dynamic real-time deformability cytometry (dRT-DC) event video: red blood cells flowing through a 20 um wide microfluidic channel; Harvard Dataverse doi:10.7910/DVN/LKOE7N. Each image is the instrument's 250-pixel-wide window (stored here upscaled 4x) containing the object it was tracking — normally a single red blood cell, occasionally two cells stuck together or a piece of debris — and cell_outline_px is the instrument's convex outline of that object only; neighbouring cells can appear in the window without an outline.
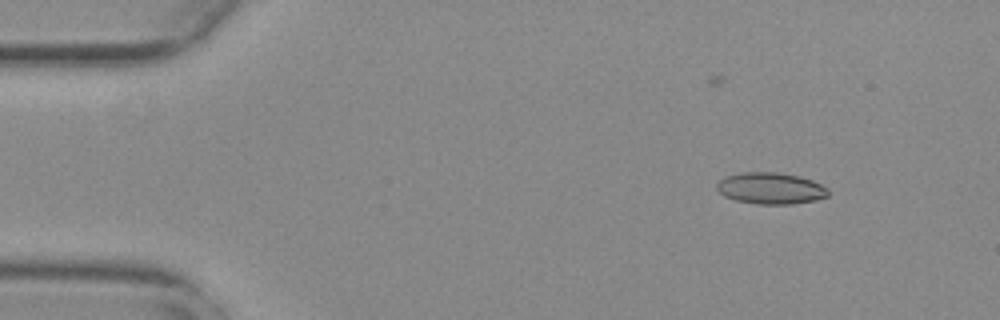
{"species": "common noctule bat (a hibernating species)", "species_latin": "Nyctalus noctula", "temperature_condition": "warm", "stored_images_in_passage": 40, "camera_frame_rate_fps": 3000, "um_per_image_px": 0.085, "animal": {"sex": "female", "body_mass_g": 29.2, "forearm_length_mm": 56.3}, "frame": {"image": 1, "passage_image": 2, "time_ms": 0.333, "image_size_px": [1000, 320], "cell_outline_px": [[828, 196], [816, 200], [792, 204], [756, 204], [736, 200], [724, 196], [716, 188], [716, 184], [724, 176], [740, 172], [776, 172], [796, 176], [812, 180], [828, 188]], "centroid_in_image_um": [65.48, 16.0], "position_along_channel_um": 19.5, "area_um2": 20.46}}
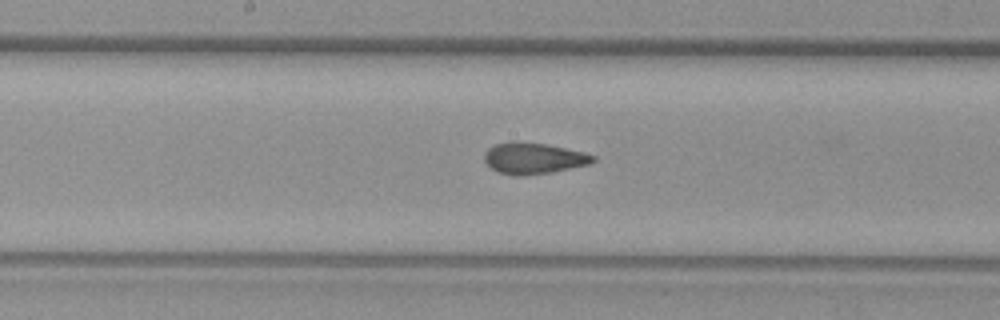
{"frame": {"image": 2, "passage_image": 24, "time_ms": 7.667, "image_size_px": [1000, 320], "cell_outline_px": [[596, 160], [588, 164], [552, 172], [520, 176], [512, 176], [496, 172], [484, 160], [484, 152], [488, 148], [496, 144], [544, 144], [584, 152], [596, 156]], "centroid_in_image_um": [45.36, 13.5], "position_along_channel_um": 202.8, "area_um2": 19.13}}
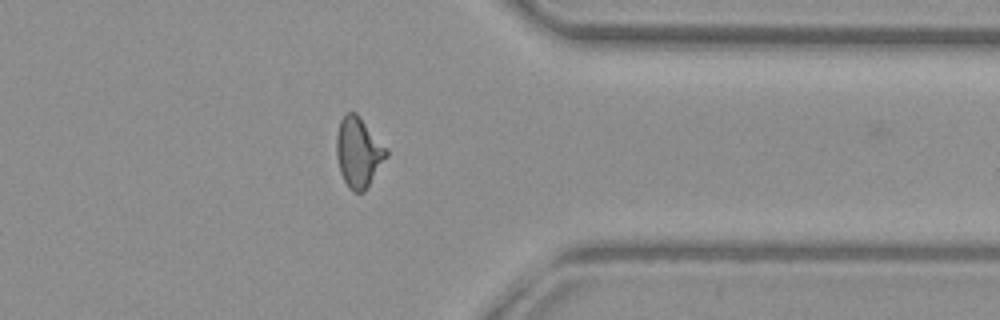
{"frame": {"image": 3, "passage_image": 39, "time_ms": 12.667, "image_size_px": [1000, 320], "cell_outline_px": [[388, 156], [364, 192], [352, 192], [348, 188], [340, 172], [336, 156], [336, 136], [340, 120], [344, 112], [356, 112], [360, 116], [388, 148]], "centroid_in_image_um": [30.47, 12.92], "position_along_channel_um": 380.9, "area_um2": 20.69}}